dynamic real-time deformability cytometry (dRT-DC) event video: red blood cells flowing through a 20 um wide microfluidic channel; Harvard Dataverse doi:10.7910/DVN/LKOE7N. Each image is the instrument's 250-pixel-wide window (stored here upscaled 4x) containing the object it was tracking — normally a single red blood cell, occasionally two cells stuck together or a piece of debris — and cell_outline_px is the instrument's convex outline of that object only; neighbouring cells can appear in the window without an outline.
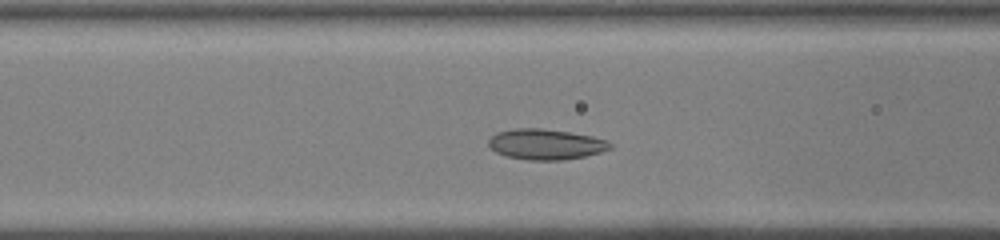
{"species": "common noctule bat (a hibernating species)", "species_latin": "Nyctalus noctula", "temperature_condition": "warm", "stored_images_in_passage": 32, "camera_frame_rate_fps": 3000, "um_per_image_px": 0.085, "animal": {"sex": "male", "body_mass_g": 19.0, "forearm_length_mm": 50.8}, "frame": {"image": 1, "passage_image": 11, "time_ms": 3.333, "image_size_px": [1000, 240], "cell_outline_px": [[612, 148], [600, 152], [584, 156], [560, 160], [528, 160], [508, 156], [496, 152], [488, 144], [488, 140], [496, 132], [516, 128], [540, 128], [568, 132], [592, 136], [608, 140], [612, 144]], "centroid_in_image_um": [46.4, 12.26], "position_along_channel_um": 120.2, "area_um2": 21.5}}
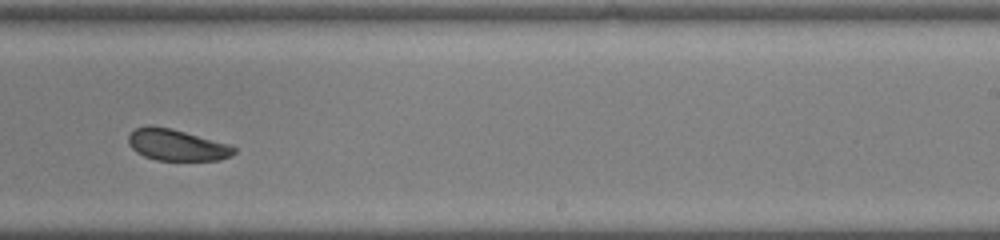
{"frame": {"image": 2, "passage_image": 21, "time_ms": 6.667, "image_size_px": [1000, 240], "cell_outline_px": [[236, 152], [232, 156], [220, 160], [156, 160], [144, 156], [136, 152], [128, 144], [128, 136], [136, 128], [172, 128], [232, 144], [236, 148]], "centroid_in_image_um": [15.11, 12.35], "position_along_channel_um": 273.9, "area_um2": 19.19}}
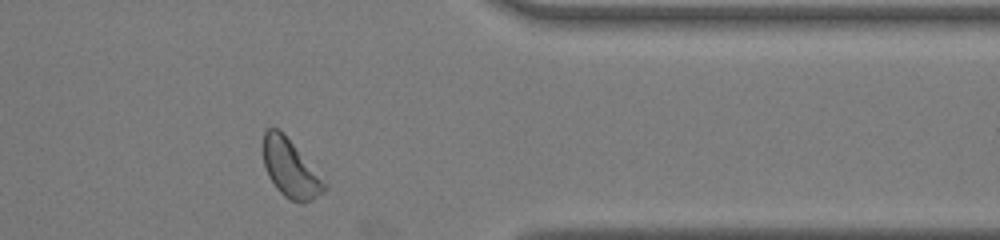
{"frame": {"image": 3, "passage_image": 29, "time_ms": 9.333, "image_size_px": [1000, 240], "cell_outline_px": [[328, 188], [324, 192], [312, 200], [304, 204], [300, 204], [284, 196], [276, 188], [268, 176], [264, 164], [264, 132], [268, 128], [280, 128], [284, 132], [328, 184]], "centroid_in_image_um": [24.72, 14.33], "position_along_channel_um": 386.7, "area_um2": 20.87}}